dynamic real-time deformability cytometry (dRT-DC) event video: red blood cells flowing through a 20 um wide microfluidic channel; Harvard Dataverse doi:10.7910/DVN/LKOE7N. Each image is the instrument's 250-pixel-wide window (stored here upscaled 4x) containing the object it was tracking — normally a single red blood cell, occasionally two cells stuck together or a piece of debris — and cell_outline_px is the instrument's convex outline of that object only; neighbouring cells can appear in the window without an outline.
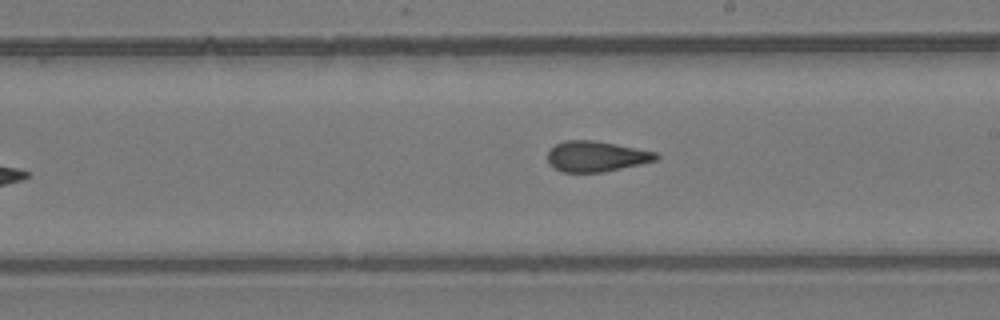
{"species": "common noctule bat (a hibernating species)", "species_latin": "Nyctalus noctula", "temperature_condition": "room temperature", "stored_images_in_passage": 9, "camera_frame_rate_fps": 3000, "um_per_image_px": 0.085, "animal": {"sex": "female", "body_mass_g": 24.6, "forearm_length_mm": 56.2}, "frame": {"image": 1, "passage_image": 9, "time_ms": 9.333, "image_size_px": [1000, 320], "cell_outline_px": [[660, 156], [656, 160], [640, 164], [600, 172], [564, 172], [548, 164], [548, 152], [556, 144], [564, 140], [592, 140], [616, 144], [656, 152]], "centroid_in_image_um": [50.66, 13.28], "position_along_channel_um": 238.3, "area_um2": 19.07}}